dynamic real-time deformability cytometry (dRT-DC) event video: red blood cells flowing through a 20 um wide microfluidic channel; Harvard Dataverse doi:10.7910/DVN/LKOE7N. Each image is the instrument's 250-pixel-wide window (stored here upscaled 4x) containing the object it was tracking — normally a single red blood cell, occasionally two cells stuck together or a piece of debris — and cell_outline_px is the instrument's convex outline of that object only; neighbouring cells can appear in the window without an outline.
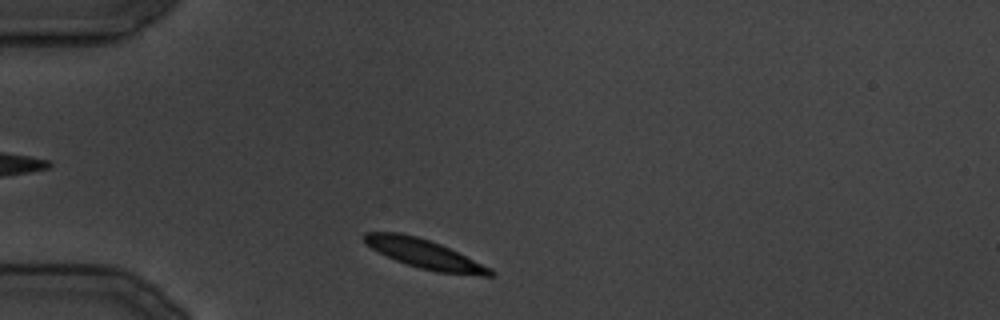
{"species": "common noctule bat (a hibernating species)", "species_latin": "Nyctalus noctula", "temperature_condition": "cold", "stored_images_in_passage": 2, "camera_frame_rate_fps": 3000, "um_per_image_px": 0.085, "animal": {"sex": "male", "body_mass_g": 19.5, "forearm_length_mm": 54.6}, "frame": {"image": 1, "passage_image": 1, "time_ms": 0.0, "image_size_px": [1000, 320], "cell_outline_px": [[496, 272], [492, 276], [480, 276], [436, 272], [420, 268], [396, 260], [364, 244], [360, 236], [364, 232], [400, 232], [416, 236], [440, 244], [492, 268]], "centroid_in_image_um": [36.07, 21.58], "position_along_channel_um": 48.9, "area_um2": 21.39}}